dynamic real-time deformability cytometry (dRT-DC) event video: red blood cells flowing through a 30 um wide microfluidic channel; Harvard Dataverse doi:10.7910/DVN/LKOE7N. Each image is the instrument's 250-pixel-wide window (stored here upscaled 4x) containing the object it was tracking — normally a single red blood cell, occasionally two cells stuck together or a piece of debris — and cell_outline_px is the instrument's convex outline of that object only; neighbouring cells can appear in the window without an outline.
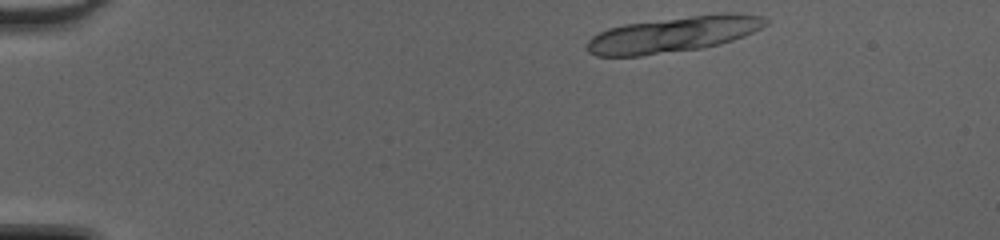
{"species": "common noctule bat (a hibernating species)", "species_latin": "Nyctalus noctula", "temperature_condition": "cold", "stored_images_in_passage": 12, "camera_frame_rate_fps": 3000, "um_per_image_px": 0.085, "animal": {"sex": "female", "body_mass_g": 20.0, "forearm_length_mm": 54.0}, "frame": {"image": 1, "passage_image": 1, "time_ms": 0.0, "image_size_px": [1000, 240], "cell_outline_px": [[768, 24], [744, 36], [720, 44], [700, 48], [640, 56], [596, 56], [588, 52], [584, 48], [588, 40], [592, 36], [608, 28], [624, 24], [692, 16], [728, 12], [732, 12], [764, 16], [768, 20]], "centroid_in_image_um": [57.22, 2.93], "position_along_channel_um": 27.8, "area_um2": 37.05}}